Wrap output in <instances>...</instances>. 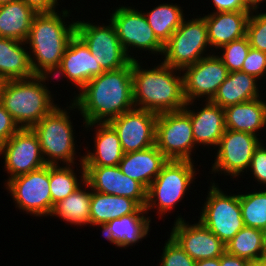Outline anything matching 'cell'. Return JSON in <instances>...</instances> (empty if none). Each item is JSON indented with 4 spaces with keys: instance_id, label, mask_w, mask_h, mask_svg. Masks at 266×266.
Segmentation results:
<instances>
[{
    "instance_id": "5bb4252c",
    "label": "cell",
    "mask_w": 266,
    "mask_h": 266,
    "mask_svg": "<svg viewBox=\"0 0 266 266\" xmlns=\"http://www.w3.org/2000/svg\"><path fill=\"white\" fill-rule=\"evenodd\" d=\"M4 168L10 175L5 183L16 176L38 170L47 164L44 161L40 142L32 128H20L0 147Z\"/></svg>"
},
{
    "instance_id": "681fc988",
    "label": "cell",
    "mask_w": 266,
    "mask_h": 266,
    "mask_svg": "<svg viewBox=\"0 0 266 266\" xmlns=\"http://www.w3.org/2000/svg\"><path fill=\"white\" fill-rule=\"evenodd\" d=\"M2 82H3V81L0 79V89H1V86H2Z\"/></svg>"
},
{
    "instance_id": "e0dca14e",
    "label": "cell",
    "mask_w": 266,
    "mask_h": 266,
    "mask_svg": "<svg viewBox=\"0 0 266 266\" xmlns=\"http://www.w3.org/2000/svg\"><path fill=\"white\" fill-rule=\"evenodd\" d=\"M185 218L178 216L170 236L195 261L218 258L225 251V244L199 220L187 224Z\"/></svg>"
},
{
    "instance_id": "f6af8a7d",
    "label": "cell",
    "mask_w": 266,
    "mask_h": 266,
    "mask_svg": "<svg viewBox=\"0 0 266 266\" xmlns=\"http://www.w3.org/2000/svg\"><path fill=\"white\" fill-rule=\"evenodd\" d=\"M246 266H266V258L249 260Z\"/></svg>"
},
{
    "instance_id": "7402d4cb",
    "label": "cell",
    "mask_w": 266,
    "mask_h": 266,
    "mask_svg": "<svg viewBox=\"0 0 266 266\" xmlns=\"http://www.w3.org/2000/svg\"><path fill=\"white\" fill-rule=\"evenodd\" d=\"M87 130L95 129L93 152L83 155L84 166H118L125 154L119 136L109 123L84 125ZM92 127V128H91Z\"/></svg>"
},
{
    "instance_id": "7a4b0ae2",
    "label": "cell",
    "mask_w": 266,
    "mask_h": 266,
    "mask_svg": "<svg viewBox=\"0 0 266 266\" xmlns=\"http://www.w3.org/2000/svg\"><path fill=\"white\" fill-rule=\"evenodd\" d=\"M58 12L37 13L31 24L25 43L29 44L27 49H30V63L35 75L52 76L59 68L68 42L76 34V22H65L71 11L63 8L61 14Z\"/></svg>"
},
{
    "instance_id": "4316f807",
    "label": "cell",
    "mask_w": 266,
    "mask_h": 266,
    "mask_svg": "<svg viewBox=\"0 0 266 266\" xmlns=\"http://www.w3.org/2000/svg\"><path fill=\"white\" fill-rule=\"evenodd\" d=\"M23 45V46H22ZM25 42L0 37V79L2 81L34 77Z\"/></svg>"
},
{
    "instance_id": "1f68e13d",
    "label": "cell",
    "mask_w": 266,
    "mask_h": 266,
    "mask_svg": "<svg viewBox=\"0 0 266 266\" xmlns=\"http://www.w3.org/2000/svg\"><path fill=\"white\" fill-rule=\"evenodd\" d=\"M80 172L79 178L73 170L75 165H49V185L52 197V210L54 205L73 193L77 188L85 182V168L83 164V156H80Z\"/></svg>"
},
{
    "instance_id": "ffe728a7",
    "label": "cell",
    "mask_w": 266,
    "mask_h": 266,
    "mask_svg": "<svg viewBox=\"0 0 266 266\" xmlns=\"http://www.w3.org/2000/svg\"><path fill=\"white\" fill-rule=\"evenodd\" d=\"M193 102H187L183 108L189 115L192 124L194 142L197 147L212 146L217 149L220 138L226 130L224 108L205 101L203 108L190 110ZM199 145V146H198Z\"/></svg>"
},
{
    "instance_id": "74e56055",
    "label": "cell",
    "mask_w": 266,
    "mask_h": 266,
    "mask_svg": "<svg viewBox=\"0 0 266 266\" xmlns=\"http://www.w3.org/2000/svg\"><path fill=\"white\" fill-rule=\"evenodd\" d=\"M266 71V53L250 47L244 60L241 72L250 74L258 80L264 77Z\"/></svg>"
},
{
    "instance_id": "d6a6232c",
    "label": "cell",
    "mask_w": 266,
    "mask_h": 266,
    "mask_svg": "<svg viewBox=\"0 0 266 266\" xmlns=\"http://www.w3.org/2000/svg\"><path fill=\"white\" fill-rule=\"evenodd\" d=\"M226 252L245 260L266 258L263 231L252 227H243L225 244Z\"/></svg>"
},
{
    "instance_id": "ba28073f",
    "label": "cell",
    "mask_w": 266,
    "mask_h": 266,
    "mask_svg": "<svg viewBox=\"0 0 266 266\" xmlns=\"http://www.w3.org/2000/svg\"><path fill=\"white\" fill-rule=\"evenodd\" d=\"M210 183L198 220L226 244L244 227L240 194L228 195L215 181Z\"/></svg>"
},
{
    "instance_id": "5b68a950",
    "label": "cell",
    "mask_w": 266,
    "mask_h": 266,
    "mask_svg": "<svg viewBox=\"0 0 266 266\" xmlns=\"http://www.w3.org/2000/svg\"><path fill=\"white\" fill-rule=\"evenodd\" d=\"M74 109L77 110V107L72 101L64 110L58 105L32 127L38 136L41 152L47 165L76 164L74 157L77 155L75 151L77 141H74L75 130H73L69 116L70 112L67 111Z\"/></svg>"
},
{
    "instance_id": "ee69618b",
    "label": "cell",
    "mask_w": 266,
    "mask_h": 266,
    "mask_svg": "<svg viewBox=\"0 0 266 266\" xmlns=\"http://www.w3.org/2000/svg\"><path fill=\"white\" fill-rule=\"evenodd\" d=\"M196 266H220V257L197 261Z\"/></svg>"
},
{
    "instance_id": "cb8c5ba5",
    "label": "cell",
    "mask_w": 266,
    "mask_h": 266,
    "mask_svg": "<svg viewBox=\"0 0 266 266\" xmlns=\"http://www.w3.org/2000/svg\"><path fill=\"white\" fill-rule=\"evenodd\" d=\"M130 214H147L135 200L91 189L90 226L103 227L110 220Z\"/></svg>"
},
{
    "instance_id": "6da1fadb",
    "label": "cell",
    "mask_w": 266,
    "mask_h": 266,
    "mask_svg": "<svg viewBox=\"0 0 266 266\" xmlns=\"http://www.w3.org/2000/svg\"><path fill=\"white\" fill-rule=\"evenodd\" d=\"M74 92V104L84 124L109 123L135 108L133 101L132 60L120 69L104 71Z\"/></svg>"
},
{
    "instance_id": "44dd1931",
    "label": "cell",
    "mask_w": 266,
    "mask_h": 266,
    "mask_svg": "<svg viewBox=\"0 0 266 266\" xmlns=\"http://www.w3.org/2000/svg\"><path fill=\"white\" fill-rule=\"evenodd\" d=\"M250 14L251 11H227L203 16L211 48L218 51L223 45L245 37Z\"/></svg>"
},
{
    "instance_id": "836d02e7",
    "label": "cell",
    "mask_w": 266,
    "mask_h": 266,
    "mask_svg": "<svg viewBox=\"0 0 266 266\" xmlns=\"http://www.w3.org/2000/svg\"><path fill=\"white\" fill-rule=\"evenodd\" d=\"M240 194V206L245 227L264 230L266 227V189Z\"/></svg>"
},
{
    "instance_id": "9c48e42d",
    "label": "cell",
    "mask_w": 266,
    "mask_h": 266,
    "mask_svg": "<svg viewBox=\"0 0 266 266\" xmlns=\"http://www.w3.org/2000/svg\"><path fill=\"white\" fill-rule=\"evenodd\" d=\"M4 185L13 198L16 208L36 217L51 215L49 165L9 179Z\"/></svg>"
},
{
    "instance_id": "4dcf8cb0",
    "label": "cell",
    "mask_w": 266,
    "mask_h": 266,
    "mask_svg": "<svg viewBox=\"0 0 266 266\" xmlns=\"http://www.w3.org/2000/svg\"><path fill=\"white\" fill-rule=\"evenodd\" d=\"M170 3H161L143 14L150 27L153 29L154 35L164 45L171 35L179 28L184 20L183 9Z\"/></svg>"
},
{
    "instance_id": "e575fe53",
    "label": "cell",
    "mask_w": 266,
    "mask_h": 266,
    "mask_svg": "<svg viewBox=\"0 0 266 266\" xmlns=\"http://www.w3.org/2000/svg\"><path fill=\"white\" fill-rule=\"evenodd\" d=\"M250 47L248 37L245 36L220 47L221 51L218 53H223L221 55L217 53V56L222 60L229 72L241 71Z\"/></svg>"
},
{
    "instance_id": "ab89813d",
    "label": "cell",
    "mask_w": 266,
    "mask_h": 266,
    "mask_svg": "<svg viewBox=\"0 0 266 266\" xmlns=\"http://www.w3.org/2000/svg\"><path fill=\"white\" fill-rule=\"evenodd\" d=\"M19 129V125L0 103V147Z\"/></svg>"
},
{
    "instance_id": "2e32d148",
    "label": "cell",
    "mask_w": 266,
    "mask_h": 266,
    "mask_svg": "<svg viewBox=\"0 0 266 266\" xmlns=\"http://www.w3.org/2000/svg\"><path fill=\"white\" fill-rule=\"evenodd\" d=\"M157 116L154 112L133 108L109 122L119 136L124 153L156 144Z\"/></svg>"
},
{
    "instance_id": "f546056e",
    "label": "cell",
    "mask_w": 266,
    "mask_h": 266,
    "mask_svg": "<svg viewBox=\"0 0 266 266\" xmlns=\"http://www.w3.org/2000/svg\"><path fill=\"white\" fill-rule=\"evenodd\" d=\"M90 189L91 187L85 181L82 187L80 186L73 193L54 205L50 217H59L63 221L70 223V225H90Z\"/></svg>"
},
{
    "instance_id": "30bf717a",
    "label": "cell",
    "mask_w": 266,
    "mask_h": 266,
    "mask_svg": "<svg viewBox=\"0 0 266 266\" xmlns=\"http://www.w3.org/2000/svg\"><path fill=\"white\" fill-rule=\"evenodd\" d=\"M155 145L168 160L193 161L196 145L190 115L184 109L158 114Z\"/></svg>"
},
{
    "instance_id": "8fae6325",
    "label": "cell",
    "mask_w": 266,
    "mask_h": 266,
    "mask_svg": "<svg viewBox=\"0 0 266 266\" xmlns=\"http://www.w3.org/2000/svg\"><path fill=\"white\" fill-rule=\"evenodd\" d=\"M142 11L131 6H119L108 19L113 23L119 41L131 60L136 58L129 54L131 47L132 50H148L154 55H162L164 51V45L154 35Z\"/></svg>"
},
{
    "instance_id": "f1b7e54d",
    "label": "cell",
    "mask_w": 266,
    "mask_h": 266,
    "mask_svg": "<svg viewBox=\"0 0 266 266\" xmlns=\"http://www.w3.org/2000/svg\"><path fill=\"white\" fill-rule=\"evenodd\" d=\"M36 14L23 0L0 5V37L25 42Z\"/></svg>"
},
{
    "instance_id": "3957f363",
    "label": "cell",
    "mask_w": 266,
    "mask_h": 266,
    "mask_svg": "<svg viewBox=\"0 0 266 266\" xmlns=\"http://www.w3.org/2000/svg\"><path fill=\"white\" fill-rule=\"evenodd\" d=\"M132 60L133 101L135 108L156 114L182 110L186 105L181 70L164 64L142 68ZM178 71V72H177ZM176 72V73H175Z\"/></svg>"
},
{
    "instance_id": "b9f144b4",
    "label": "cell",
    "mask_w": 266,
    "mask_h": 266,
    "mask_svg": "<svg viewBox=\"0 0 266 266\" xmlns=\"http://www.w3.org/2000/svg\"><path fill=\"white\" fill-rule=\"evenodd\" d=\"M29 7L37 13L57 11L59 5L57 0H23Z\"/></svg>"
},
{
    "instance_id": "d590c367",
    "label": "cell",
    "mask_w": 266,
    "mask_h": 266,
    "mask_svg": "<svg viewBox=\"0 0 266 266\" xmlns=\"http://www.w3.org/2000/svg\"><path fill=\"white\" fill-rule=\"evenodd\" d=\"M246 36L252 48L266 53V12L260 10L259 13L258 9H252Z\"/></svg>"
},
{
    "instance_id": "277c9868",
    "label": "cell",
    "mask_w": 266,
    "mask_h": 266,
    "mask_svg": "<svg viewBox=\"0 0 266 266\" xmlns=\"http://www.w3.org/2000/svg\"><path fill=\"white\" fill-rule=\"evenodd\" d=\"M50 76L2 82L0 103L10 113L20 128H32L58 104L46 86Z\"/></svg>"
},
{
    "instance_id": "8992f818",
    "label": "cell",
    "mask_w": 266,
    "mask_h": 266,
    "mask_svg": "<svg viewBox=\"0 0 266 266\" xmlns=\"http://www.w3.org/2000/svg\"><path fill=\"white\" fill-rule=\"evenodd\" d=\"M189 160H168L147 189L145 210L157 209L162 218L184 199L190 184L195 182L197 169ZM194 180V181H193Z\"/></svg>"
},
{
    "instance_id": "ac0fdd59",
    "label": "cell",
    "mask_w": 266,
    "mask_h": 266,
    "mask_svg": "<svg viewBox=\"0 0 266 266\" xmlns=\"http://www.w3.org/2000/svg\"><path fill=\"white\" fill-rule=\"evenodd\" d=\"M104 70L91 54L85 42L75 34L64 51L59 68L55 71L52 79L57 81L63 78L71 80L80 91L91 79L102 74Z\"/></svg>"
},
{
    "instance_id": "7dc6e473",
    "label": "cell",
    "mask_w": 266,
    "mask_h": 266,
    "mask_svg": "<svg viewBox=\"0 0 266 266\" xmlns=\"http://www.w3.org/2000/svg\"><path fill=\"white\" fill-rule=\"evenodd\" d=\"M263 238H264V246H265V250H266V227L263 230Z\"/></svg>"
},
{
    "instance_id": "60d3db41",
    "label": "cell",
    "mask_w": 266,
    "mask_h": 266,
    "mask_svg": "<svg viewBox=\"0 0 266 266\" xmlns=\"http://www.w3.org/2000/svg\"><path fill=\"white\" fill-rule=\"evenodd\" d=\"M213 12L227 11H252V8L244 0H212Z\"/></svg>"
},
{
    "instance_id": "52a82bcc",
    "label": "cell",
    "mask_w": 266,
    "mask_h": 266,
    "mask_svg": "<svg viewBox=\"0 0 266 266\" xmlns=\"http://www.w3.org/2000/svg\"><path fill=\"white\" fill-rule=\"evenodd\" d=\"M211 47L204 17L182 21L179 28L164 44L163 63L178 70L195 64L213 52L205 54Z\"/></svg>"
},
{
    "instance_id": "d4e9b609",
    "label": "cell",
    "mask_w": 266,
    "mask_h": 266,
    "mask_svg": "<svg viewBox=\"0 0 266 266\" xmlns=\"http://www.w3.org/2000/svg\"><path fill=\"white\" fill-rule=\"evenodd\" d=\"M130 214L110 220L101 227L103 237L119 248L133 246L142 241L150 232V216Z\"/></svg>"
},
{
    "instance_id": "603a6c76",
    "label": "cell",
    "mask_w": 266,
    "mask_h": 266,
    "mask_svg": "<svg viewBox=\"0 0 266 266\" xmlns=\"http://www.w3.org/2000/svg\"><path fill=\"white\" fill-rule=\"evenodd\" d=\"M167 161L164 154L154 145L143 150L125 153L118 166L123 174L140 182L148 189Z\"/></svg>"
},
{
    "instance_id": "c3c4849f",
    "label": "cell",
    "mask_w": 266,
    "mask_h": 266,
    "mask_svg": "<svg viewBox=\"0 0 266 266\" xmlns=\"http://www.w3.org/2000/svg\"><path fill=\"white\" fill-rule=\"evenodd\" d=\"M13 1H17V0H0V5L13 2Z\"/></svg>"
},
{
    "instance_id": "9a60e30c",
    "label": "cell",
    "mask_w": 266,
    "mask_h": 266,
    "mask_svg": "<svg viewBox=\"0 0 266 266\" xmlns=\"http://www.w3.org/2000/svg\"><path fill=\"white\" fill-rule=\"evenodd\" d=\"M186 102L200 98L211 101L219 86L227 79L229 71L222 60L213 53L182 70ZM185 72V73H184Z\"/></svg>"
},
{
    "instance_id": "d6986e66",
    "label": "cell",
    "mask_w": 266,
    "mask_h": 266,
    "mask_svg": "<svg viewBox=\"0 0 266 266\" xmlns=\"http://www.w3.org/2000/svg\"><path fill=\"white\" fill-rule=\"evenodd\" d=\"M85 181L95 192L118 195L135 200L145 207L147 189L122 173L119 166H84Z\"/></svg>"
},
{
    "instance_id": "484cf974",
    "label": "cell",
    "mask_w": 266,
    "mask_h": 266,
    "mask_svg": "<svg viewBox=\"0 0 266 266\" xmlns=\"http://www.w3.org/2000/svg\"><path fill=\"white\" fill-rule=\"evenodd\" d=\"M224 114L226 129L258 136L266 127V101L261 97L227 106Z\"/></svg>"
},
{
    "instance_id": "4fadbf2b",
    "label": "cell",
    "mask_w": 266,
    "mask_h": 266,
    "mask_svg": "<svg viewBox=\"0 0 266 266\" xmlns=\"http://www.w3.org/2000/svg\"><path fill=\"white\" fill-rule=\"evenodd\" d=\"M262 141L256 135L226 129L217 146L212 172L238 179L249 169L254 151Z\"/></svg>"
},
{
    "instance_id": "7c38bea8",
    "label": "cell",
    "mask_w": 266,
    "mask_h": 266,
    "mask_svg": "<svg viewBox=\"0 0 266 266\" xmlns=\"http://www.w3.org/2000/svg\"><path fill=\"white\" fill-rule=\"evenodd\" d=\"M109 25L76 21V34L85 42L91 54L104 71L125 67L131 59L123 49L116 29L111 21Z\"/></svg>"
},
{
    "instance_id": "f35d334b",
    "label": "cell",
    "mask_w": 266,
    "mask_h": 266,
    "mask_svg": "<svg viewBox=\"0 0 266 266\" xmlns=\"http://www.w3.org/2000/svg\"><path fill=\"white\" fill-rule=\"evenodd\" d=\"M252 172L253 178L258 184L266 186V144L263 142L255 149L248 172Z\"/></svg>"
},
{
    "instance_id": "83f0119b",
    "label": "cell",
    "mask_w": 266,
    "mask_h": 266,
    "mask_svg": "<svg viewBox=\"0 0 266 266\" xmlns=\"http://www.w3.org/2000/svg\"><path fill=\"white\" fill-rule=\"evenodd\" d=\"M257 81L256 77L241 71L229 72L211 102L225 108L259 98L261 94Z\"/></svg>"
},
{
    "instance_id": "7bdbcfd3",
    "label": "cell",
    "mask_w": 266,
    "mask_h": 266,
    "mask_svg": "<svg viewBox=\"0 0 266 266\" xmlns=\"http://www.w3.org/2000/svg\"><path fill=\"white\" fill-rule=\"evenodd\" d=\"M247 261L248 260L231 255L226 251L220 256V266H246Z\"/></svg>"
},
{
    "instance_id": "bcb514c9",
    "label": "cell",
    "mask_w": 266,
    "mask_h": 266,
    "mask_svg": "<svg viewBox=\"0 0 266 266\" xmlns=\"http://www.w3.org/2000/svg\"><path fill=\"white\" fill-rule=\"evenodd\" d=\"M252 9H259L260 4L266 0H244Z\"/></svg>"
},
{
    "instance_id": "8d00e7d4",
    "label": "cell",
    "mask_w": 266,
    "mask_h": 266,
    "mask_svg": "<svg viewBox=\"0 0 266 266\" xmlns=\"http://www.w3.org/2000/svg\"><path fill=\"white\" fill-rule=\"evenodd\" d=\"M168 238L160 256V266H196L197 261L193 260L171 236Z\"/></svg>"
}]
</instances>
